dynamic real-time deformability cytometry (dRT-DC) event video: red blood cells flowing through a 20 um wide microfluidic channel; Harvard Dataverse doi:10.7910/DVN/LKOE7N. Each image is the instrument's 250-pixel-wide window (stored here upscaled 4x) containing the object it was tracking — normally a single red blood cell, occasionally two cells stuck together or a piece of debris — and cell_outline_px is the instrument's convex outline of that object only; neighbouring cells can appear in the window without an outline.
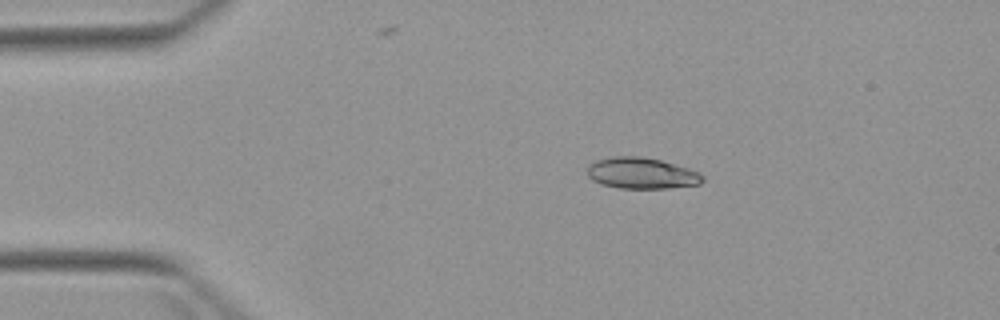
{"species": "Egyptian fruit bat (a non-hibernating species)", "species_latin": "Rousettus aegyptiacus", "temperature_condition": "warm", "stored_images_in_passage": 4, "camera_frame_rate_fps": 3000, "um_per_image_px": 0.085, "animal": {"sex": "female"}, "frame": {"image": 1, "passage_image": 2, "time_ms": 1.667, "image_size_px": [1000, 320], "cell_outline_px": [[704, 180], [700, 184], [668, 188], [620, 188], [600, 184], [592, 180], [588, 176], [588, 164], [596, 160], [612, 156], [640, 156], [660, 160], [688, 168], [700, 172], [704, 176]], "centroid_in_image_um": [54.53, 14.72], "position_along_channel_um": 30.5, "area_um2": 21.04}}
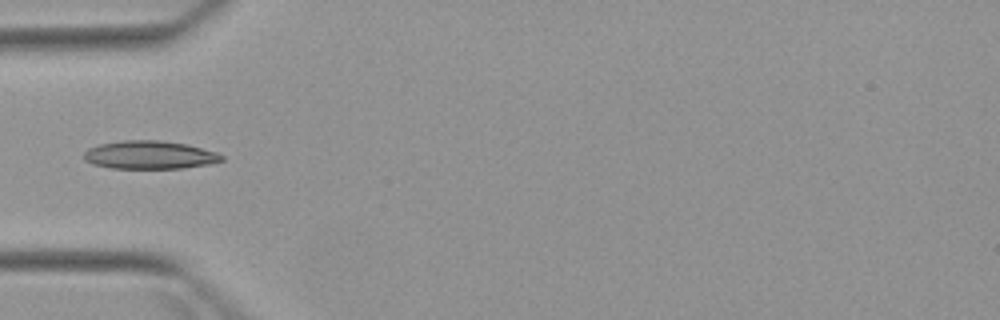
{"frame": {"image": 2, "passage_image": 4, "time_ms": 4.0, "image_size_px": [1000, 320], "cell_outline_px": [[224, 160], [208, 164], [184, 168], [112, 168], [92, 164], [84, 160], [84, 152], [88, 148], [100, 144], [124, 140], [160, 140], [188, 144], [216, 152], [224, 156]], "centroid_in_image_um": [12.72, 13.16], "position_along_channel_um": 72.3, "area_um2": 22.66}}